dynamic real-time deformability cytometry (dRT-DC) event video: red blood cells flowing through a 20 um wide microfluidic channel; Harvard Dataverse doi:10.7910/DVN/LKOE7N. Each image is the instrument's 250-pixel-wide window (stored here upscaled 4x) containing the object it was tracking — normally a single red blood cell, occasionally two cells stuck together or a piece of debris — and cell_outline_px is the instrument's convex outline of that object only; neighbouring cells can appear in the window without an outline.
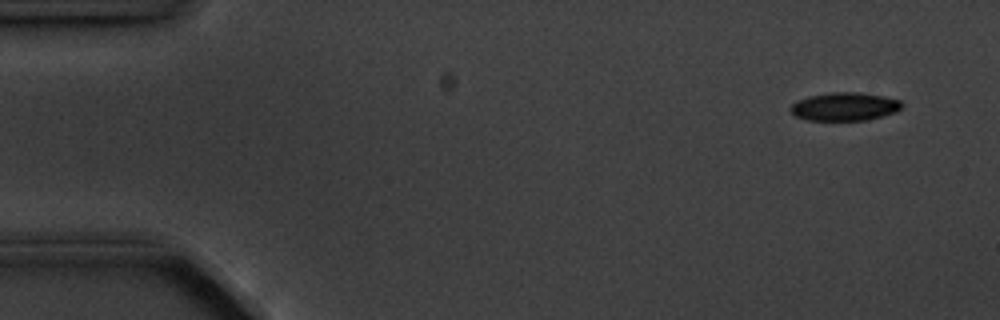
{"species": "common noctule bat (a hibernating species)", "species_latin": "Nyctalus noctula", "temperature_condition": "cold", "stored_images_in_passage": 6, "segment_of_instrument_passage": [1, 2], "camera_frame_rate_fps": 3000, "um_per_image_px": 0.085, "animal": {"sex": "male", "body_mass_g": 20.1, "forearm_length_mm": 53.5}, "frame": {"image": 1, "passage_image": 2, "time_ms": 1.0, "image_size_px": [1000, 320], "cell_outline_px": [[904, 104], [896, 112], [868, 120], [808, 120], [796, 116], [792, 112], [792, 104], [796, 100], [808, 96], [832, 92], [860, 92], [884, 96], [900, 100]], "centroid_in_image_um": [71.82, 9.05], "position_along_channel_um": 13.2, "area_um2": 18.32}}
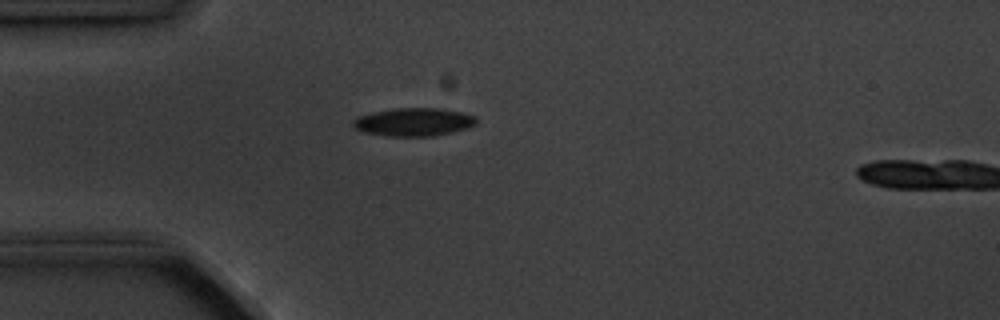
{"frame": {"image": 2, "passage_image": 5, "time_ms": 4.667, "image_size_px": [1000, 320], "cell_outline_px": [[476, 124], [468, 128], [452, 132], [432, 136], [388, 136], [364, 132], [356, 128], [352, 124], [352, 120], [356, 116], [372, 112], [392, 108], [436, 108], [460, 112], [476, 116]], "centroid_in_image_um": [35.14, 10.36], "position_along_channel_um": 49.9, "area_um2": 20.23}}